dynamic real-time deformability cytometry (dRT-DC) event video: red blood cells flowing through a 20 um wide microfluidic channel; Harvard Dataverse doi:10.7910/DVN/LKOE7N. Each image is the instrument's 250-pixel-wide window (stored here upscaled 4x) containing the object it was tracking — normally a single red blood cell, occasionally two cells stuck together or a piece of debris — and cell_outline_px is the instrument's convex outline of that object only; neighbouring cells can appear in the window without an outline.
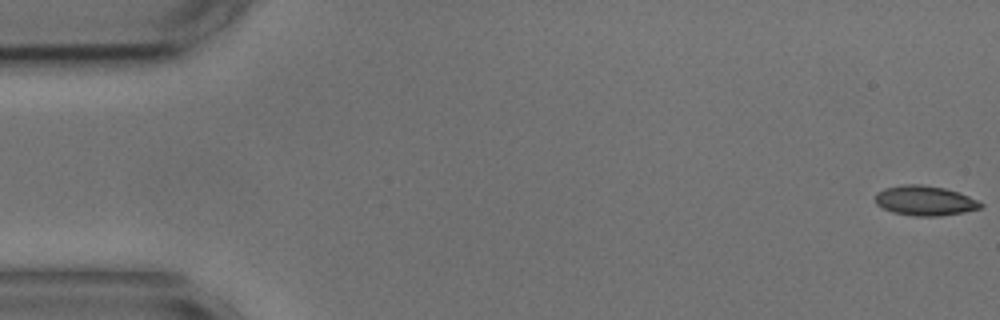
{"species": "common noctule bat (a hibernating species)", "species_latin": "Nyctalus noctula", "temperature_condition": "cold", "stored_images_in_passage": 55, "camera_frame_rate_fps": 3000, "um_per_image_px": 0.085, "animal": {"sex": "male", "body_mass_g": 17.9, "forearm_length_mm": 54.2}, "frame": {"image": 1, "passage_image": 1, "time_ms": 0.0, "image_size_px": [1000, 320], "cell_outline_px": [[984, 204], [980, 208], [964, 212], [940, 216], [916, 216], [892, 212], [876, 204], [876, 192], [884, 188], [904, 184], [920, 184], [944, 188], [968, 196]], "centroid_in_image_um": [78.59, 17.05], "position_along_channel_um": 6.4, "area_um2": 18.15}}
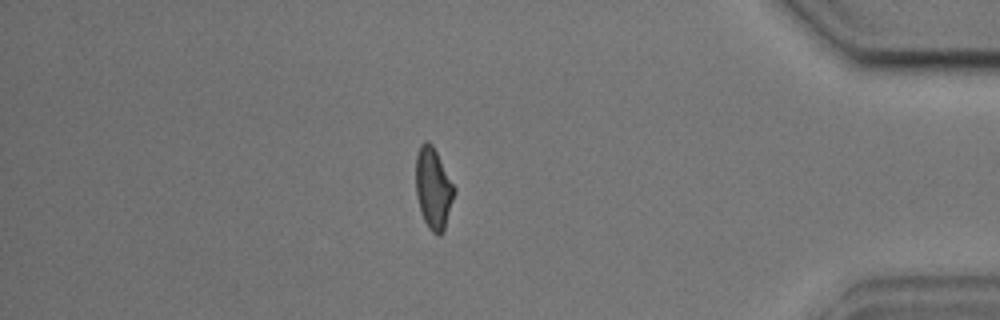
{"frame": {"image": 2, "passage_image": 47, "time_ms": 15.333, "image_size_px": [1000, 320], "cell_outline_px": [[456, 192], [444, 232], [440, 236], [436, 236], [428, 228], [424, 220], [416, 196], [416, 156], [420, 144], [424, 140], [428, 140], [432, 144], [456, 188]], "centroid_in_image_um": [36.85, 16.03], "position_along_channel_um": 398.4, "area_um2": 18.5}}
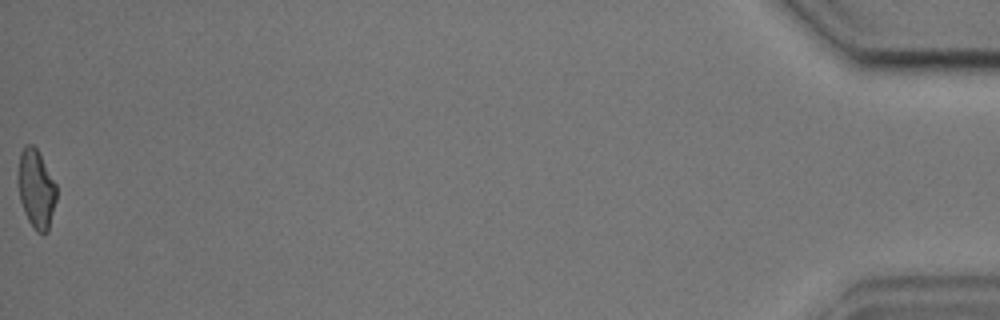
{"frame": {"image": 3, "passage_image": 55, "time_ms": 18.0, "image_size_px": [1000, 320], "cell_outline_px": [[56, 200], [48, 232], [44, 236], [36, 232], [28, 220], [24, 212], [20, 200], [16, 180], [16, 176], [20, 152], [24, 144], [32, 144], [36, 148], [56, 184]], "centroid_in_image_um": [3.04, 16.07], "position_along_channel_um": 432.2, "area_um2": 17.98}, "authors_computed_cell_mechanics": {"area_um2": 18.3804, "velocity_mm_per_s": 3.657, "shape_relaxation_time_tau1_ms": 3.1669, "shape_relaxation_time_tau2_ms": 1.5058, "deformation_change_tau1": 0.1218, "deformation_change_tau2": 0.0728}}